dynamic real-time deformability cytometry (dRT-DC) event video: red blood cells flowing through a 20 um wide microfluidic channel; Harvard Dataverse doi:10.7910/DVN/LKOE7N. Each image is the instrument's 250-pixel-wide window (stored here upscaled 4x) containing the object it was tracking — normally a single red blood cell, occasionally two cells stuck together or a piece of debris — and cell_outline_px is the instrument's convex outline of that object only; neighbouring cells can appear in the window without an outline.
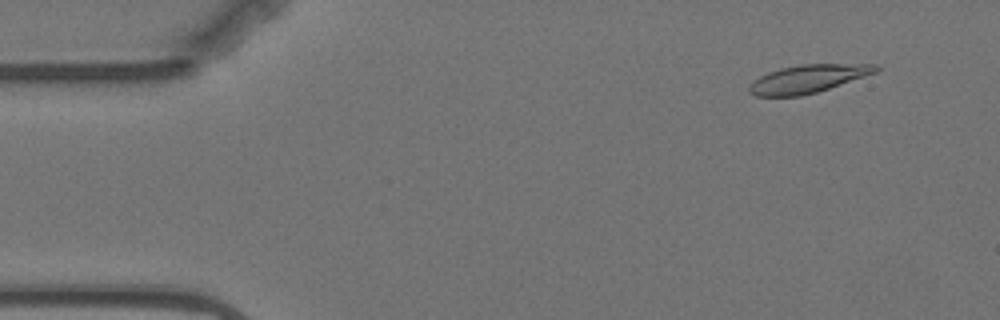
{"species": "Egyptian fruit bat (a non-hibernating species)", "species_latin": "Rousettus aegyptiacus", "temperature_condition": "warm", "stored_images_in_passage": 6, "segment_of_instrument_passage": [1, 2], "camera_frame_rate_fps": 3000, "um_per_image_px": 0.085, "animal": {"sex": "female"}, "frame": {"image": 1, "passage_image": 2, "time_ms": 1.0, "image_size_px": [1000, 320], "cell_outline_px": [[880, 68], [876, 72], [816, 92], [800, 96], [756, 96], [748, 92], [748, 88], [752, 80], [768, 72], [780, 68], [800, 64], [880, 64]], "centroid_in_image_um": [68.63, 6.69], "position_along_channel_um": 16.4, "area_um2": 20.58}}